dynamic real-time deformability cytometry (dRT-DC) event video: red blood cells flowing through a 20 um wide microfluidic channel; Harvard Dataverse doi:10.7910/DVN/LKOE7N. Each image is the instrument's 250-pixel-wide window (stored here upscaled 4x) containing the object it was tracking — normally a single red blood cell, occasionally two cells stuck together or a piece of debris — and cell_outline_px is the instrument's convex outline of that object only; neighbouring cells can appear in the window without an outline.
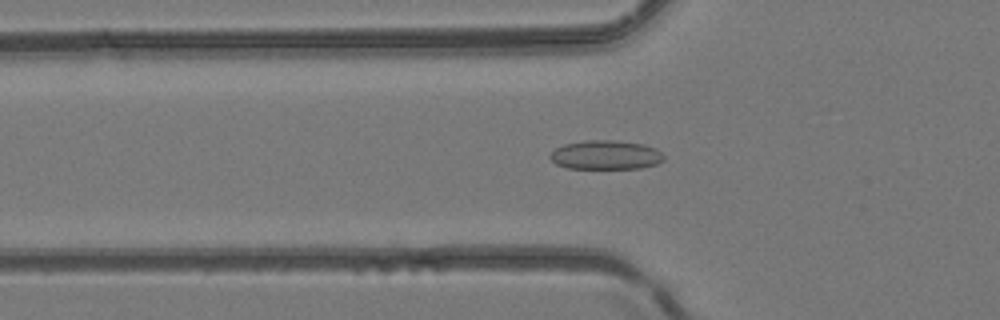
{"species": "common noctule bat (a hibernating species)", "species_latin": "Nyctalus noctula", "temperature_condition": "room temperature", "stored_images_in_passage": 48, "camera_frame_rate_fps": 3000, "um_per_image_px": 0.085, "animal": {"sex": "female", "body_mass_g": 24.6, "forearm_length_mm": 56.2}, "frame": {"image": 1, "passage_image": 17, "time_ms": 5.333, "image_size_px": [1000, 320], "cell_outline_px": [[664, 160], [656, 164], [640, 168], [568, 168], [556, 164], [548, 156], [556, 148], [564, 144], [584, 140], [616, 140], [644, 144], [656, 148], [664, 156]], "centroid_in_image_um": [51.49, 13.16], "position_along_channel_um": 74.3, "area_um2": 19.31}}
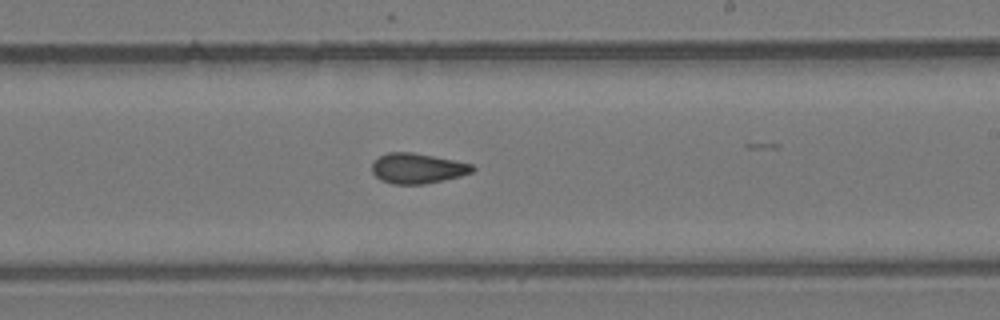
{"frame": {"image": 2, "passage_image": 29, "time_ms": 9.333, "image_size_px": [1000, 320], "cell_outline_px": [[476, 168], [472, 172], [460, 176], [444, 180], [424, 184], [392, 184], [380, 180], [372, 172], [372, 164], [380, 156], [388, 152], [412, 152], [472, 164]], "centroid_in_image_um": [35.47, 14.32], "position_along_channel_um": 253.5, "area_um2": 17.57}}
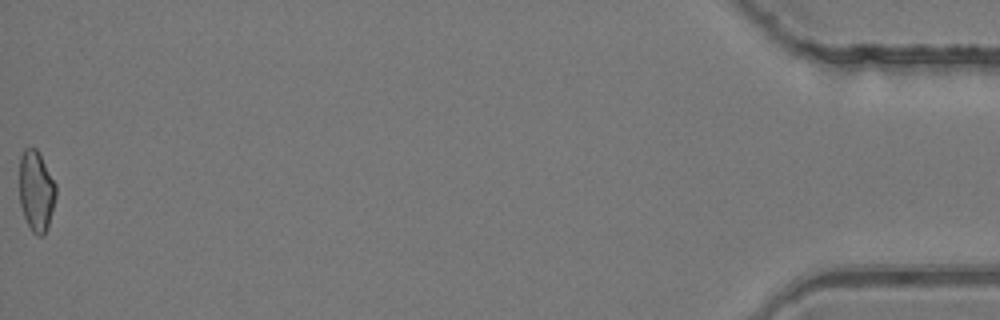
{"frame": {"image": 3, "passage_image": 48, "time_ms": 15.667, "image_size_px": [1000, 320], "cell_outline_px": [[56, 196], [48, 228], [44, 236], [36, 236], [32, 232], [24, 216], [20, 204], [20, 156], [24, 148], [36, 148], [56, 184]], "centroid_in_image_um": [3.09, 16.27], "position_along_channel_um": 432.1, "area_um2": 17.17}}